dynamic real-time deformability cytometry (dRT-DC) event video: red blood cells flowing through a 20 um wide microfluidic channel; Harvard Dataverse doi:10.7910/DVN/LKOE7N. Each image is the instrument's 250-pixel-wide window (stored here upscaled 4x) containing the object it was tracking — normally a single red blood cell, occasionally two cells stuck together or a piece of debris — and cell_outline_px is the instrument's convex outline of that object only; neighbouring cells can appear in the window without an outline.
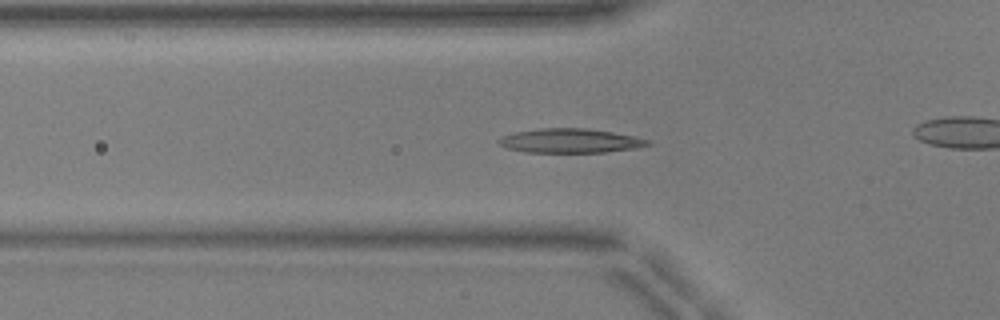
{"species": "common noctule bat (a hibernating species)", "species_latin": "Nyctalus noctula", "temperature_condition": "warm", "stored_images_in_passage": 43, "camera_frame_rate_fps": 3000, "um_per_image_px": 0.085, "animal": {"sex": "male", "body_mass_g": 17.9, "forearm_length_mm": 54.2}, "frame": {"image": 1, "passage_image": 9, "time_ms": 2.667, "image_size_px": [1000, 320], "cell_outline_px": [[652, 144], [640, 148], [604, 152], [524, 152], [504, 148], [496, 140], [500, 136], [516, 132], [540, 128], [584, 128], [612, 132], [636, 136], [648, 140]], "centroid_in_image_um": [48.46, 11.97], "position_along_channel_um": 77.3, "area_um2": 21.21}}
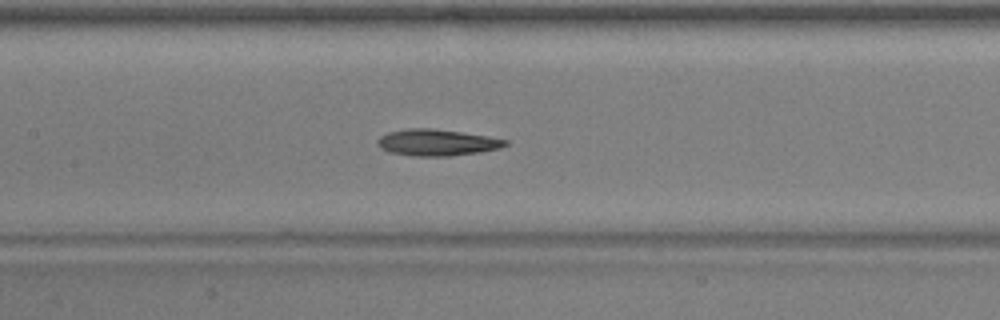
{"frame": {"image": 2, "passage_image": 16, "time_ms": 5.0, "image_size_px": [1000, 320], "cell_outline_px": [[508, 144], [500, 148], [480, 152], [452, 156], [412, 156], [388, 152], [380, 148], [376, 144], [376, 140], [380, 136], [388, 132], [408, 128], [432, 128], [488, 136], [508, 140]], "centroid_in_image_um": [37.1, 12.12], "position_along_channel_um": 170.3, "area_um2": 19.88}}
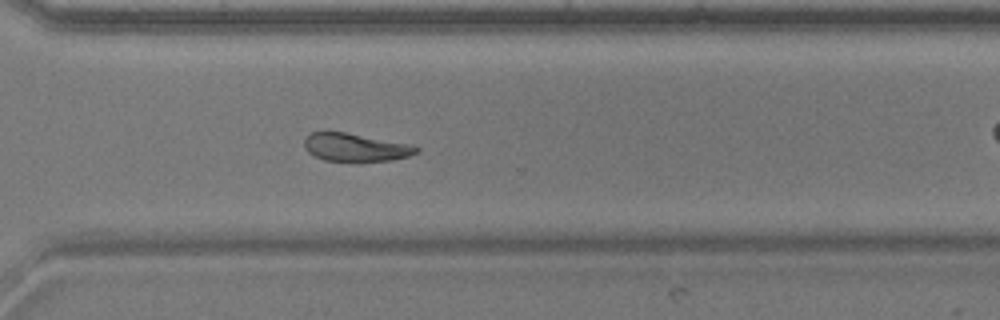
{"frame": {"image": 3, "passage_image": 29, "time_ms": 9.333, "image_size_px": [1000, 320], "cell_outline_px": [[420, 148], [416, 152], [408, 156], [392, 160], [324, 160], [308, 152], [304, 148], [304, 140], [312, 132], [344, 132], [416, 144]], "centroid_in_image_um": [30.26, 12.5], "position_along_channel_um": 340.3, "area_um2": 18.09}, "authors_computed_cell_mechanics": {"area_um2": 20.0566, "velocity_mm_per_s": 3.9342, "shape_relaxation_time_tau1_ms": 3.6693, "shape_relaxation_time_tau2_ms": 5.2484, "deformation_change_tau1": 0.1354, "deformation_change_tau2": 0.0927}}